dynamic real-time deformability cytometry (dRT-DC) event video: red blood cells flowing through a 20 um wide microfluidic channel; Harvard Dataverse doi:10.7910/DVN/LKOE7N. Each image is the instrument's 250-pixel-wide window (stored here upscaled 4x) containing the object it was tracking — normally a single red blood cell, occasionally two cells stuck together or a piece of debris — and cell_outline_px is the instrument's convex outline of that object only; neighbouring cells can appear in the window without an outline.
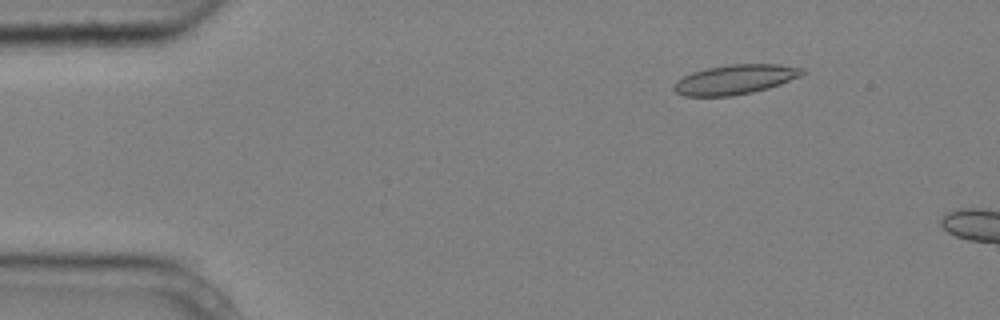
{"species": "common noctule bat (a hibernating species)", "species_latin": "Nyctalus noctula", "temperature_condition": "cold", "stored_images_in_passage": 2, "camera_frame_rate_fps": 3000, "um_per_image_px": 0.085, "animal": {"sex": "male", "body_mass_g": 20.4}, "frame": {"image": 1, "passage_image": 1, "time_ms": 0.0, "image_size_px": [1000, 320], "cell_outline_px": [[808, 72], [800, 76], [780, 84], [768, 88], [752, 92], [732, 96], [684, 96], [676, 92], [672, 88], [672, 84], [676, 80], [692, 72], [708, 68], [732, 64], [780, 64], [804, 68]], "centroid_in_image_um": [62.49, 6.75], "position_along_channel_um": 22.5, "area_um2": 22.25}}